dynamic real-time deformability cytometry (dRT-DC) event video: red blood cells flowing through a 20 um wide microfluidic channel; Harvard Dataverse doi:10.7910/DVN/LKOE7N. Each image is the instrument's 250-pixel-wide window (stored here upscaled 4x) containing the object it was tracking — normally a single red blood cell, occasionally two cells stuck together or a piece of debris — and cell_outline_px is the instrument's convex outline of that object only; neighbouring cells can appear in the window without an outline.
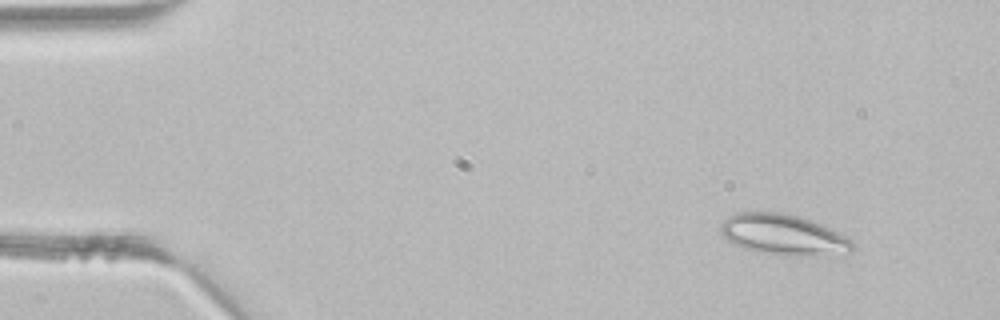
{"species": "common noctule bat (a hibernating species)", "species_latin": "Nyctalus noctula", "temperature_condition": "room temperature", "stored_images_in_passage": 41, "camera_frame_rate_fps": 3000, "um_per_image_px": 0.085, "animal": {"sex": "male", "body_mass_g": 21.5, "forearm_length_mm": 52.0}, "frame": {"image": 1, "passage_image": 2, "time_ms": 0.333, "image_size_px": [1000, 320], "cell_outline_px": [[856, 248], [852, 252], [800, 256], [744, 248], [728, 240], [720, 232], [720, 224], [728, 216], [736, 212], [784, 212], [820, 224], [840, 232], [852, 240]], "centroid_in_image_um": [66.61, 19.92], "position_along_channel_um": 18.4, "area_um2": 30.69}}
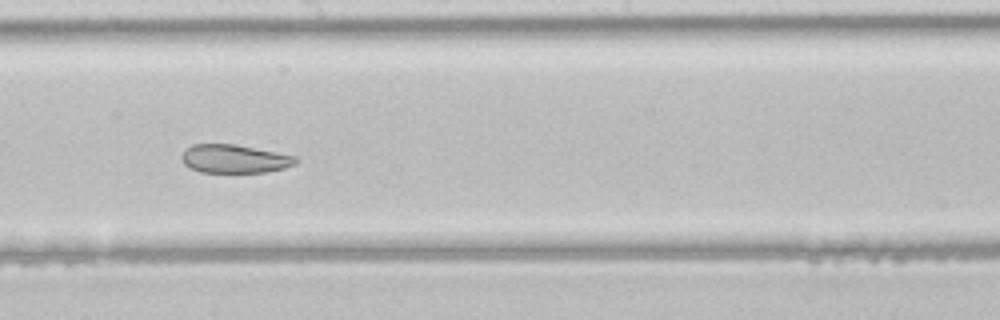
{"frame": {"image": 2, "passage_image": 22, "time_ms": 7.0, "image_size_px": [1000, 320], "cell_outline_px": [[300, 160], [296, 164], [284, 168], [264, 172], [200, 172], [184, 164], [180, 156], [184, 148], [192, 144], [236, 144], [296, 156]], "centroid_in_image_um": [19.92, 13.49], "position_along_channel_um": 228.3, "area_um2": 19.02}}
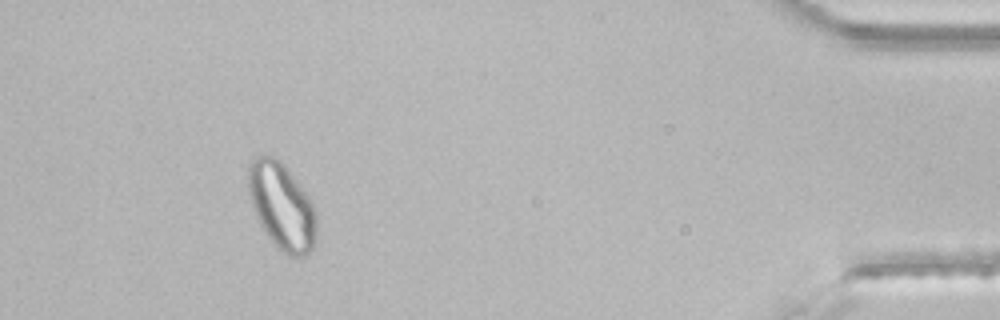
{"frame": {"image": 3, "passage_image": 38, "time_ms": 12.333, "image_size_px": [1000, 320], "cell_outline_px": [[316, 232], [312, 248], [304, 256], [288, 256], [268, 236], [260, 224], [252, 204], [248, 192], [248, 168], [252, 156], [272, 156], [280, 160], [284, 164], [308, 196], [316, 208]], "centroid_in_image_um": [23.95, 17.49], "position_along_channel_um": 411.3, "area_um2": 34.1}}